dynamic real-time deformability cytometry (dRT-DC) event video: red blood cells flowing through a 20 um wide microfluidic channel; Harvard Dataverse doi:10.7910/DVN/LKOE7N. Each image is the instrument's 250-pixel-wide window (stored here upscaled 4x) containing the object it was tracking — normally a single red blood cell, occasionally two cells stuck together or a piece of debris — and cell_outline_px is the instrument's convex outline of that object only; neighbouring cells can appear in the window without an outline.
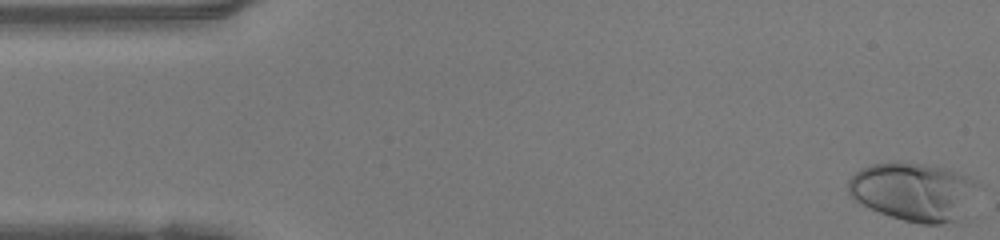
{"species": "human", "species_latin": "Homo sapiens", "temperature_condition": "warm", "stored_images_in_passage": 40, "camera_frame_rate_fps": 3000, "um_per_image_px": 0.085, "donor": {"sex": "female"}, "frame": {"image": 1, "passage_image": 1, "time_ms": 0.0, "image_size_px": [1000, 240], "cell_outline_px": [[976, 184], [964, 220], [960, 224], [920, 224], [904, 220], [880, 212], [856, 200], [848, 192], [848, 180], [860, 168], [872, 164], [896, 160], [924, 164], [948, 168], [976, 180]], "centroid_in_image_um": [77.68, 16.29], "position_along_channel_um": 7.3, "area_um2": 44.51}}
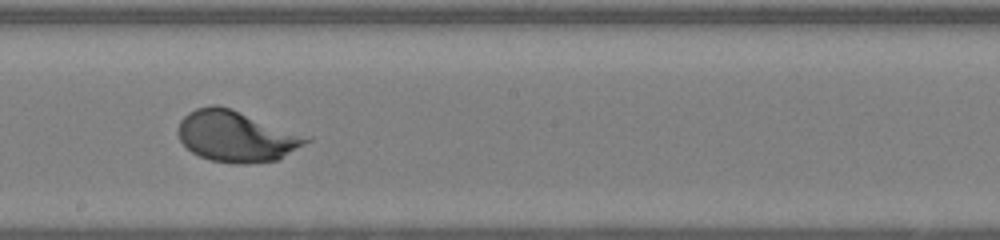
{"frame": {"image": 2, "passage_image": 26, "time_ms": 8.333, "image_size_px": [1000, 240], "cell_outline_px": [[312, 140], [280, 160], [248, 164], [236, 164], [212, 160], [200, 156], [192, 152], [180, 140], [176, 132], [180, 120], [188, 112], [196, 108], [212, 104], [216, 104], [232, 108], [312, 136]], "centroid_in_image_um": [20.14, 11.57], "position_along_channel_um": 228.1, "area_um2": 38.9}}
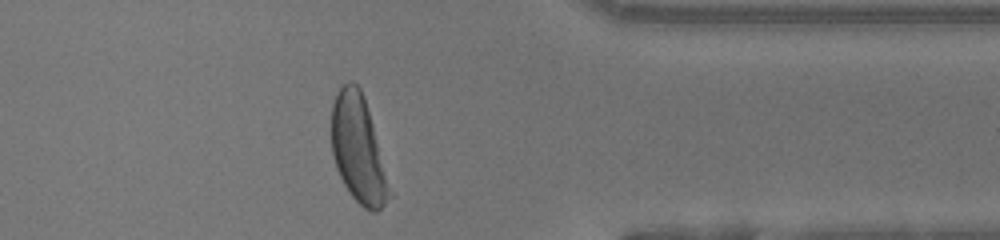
{"frame": {"image": 3, "passage_image": 38, "time_ms": 12.333, "image_size_px": [1000, 240], "cell_outline_px": [[392, 196], [376, 212], [372, 212], [364, 208], [348, 192], [336, 168], [332, 156], [332, 104], [340, 88], [348, 80], [352, 80], [360, 88], [364, 96], [392, 192]], "centroid_in_image_um": [30.45, 12.7], "position_along_channel_um": 381.0, "area_um2": 35.89}, "authors_computed_cell_mechanics": {"area_um2": 37.57, "velocity_mm_per_s": 4.2041, "shape_relaxation_time_tau1_ms": 2.3413, "shape_relaxation_time_tau2_ms": null, "deformation_change_tau1": 0.1789, "deformation_change_tau2": null}}